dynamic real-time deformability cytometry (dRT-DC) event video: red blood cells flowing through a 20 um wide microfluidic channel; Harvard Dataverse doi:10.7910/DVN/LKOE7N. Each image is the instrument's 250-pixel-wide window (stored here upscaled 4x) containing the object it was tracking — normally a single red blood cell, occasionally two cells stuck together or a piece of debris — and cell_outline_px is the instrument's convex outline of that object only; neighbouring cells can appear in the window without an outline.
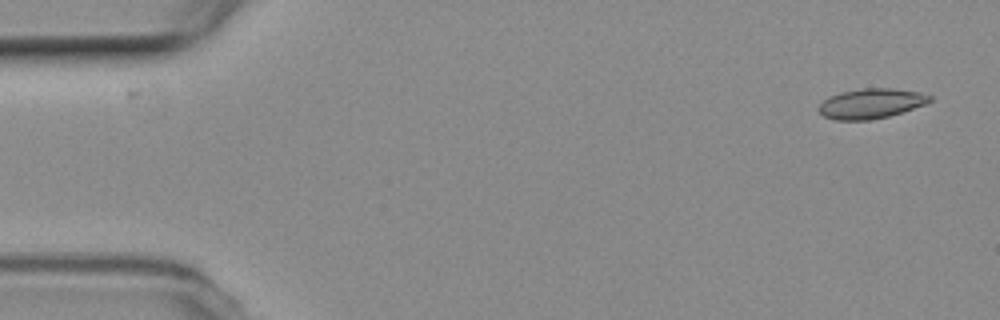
{"species": "common noctule bat (a hibernating species)", "species_latin": "Nyctalus noctula", "temperature_condition": "room temperature", "stored_images_in_passage": 5, "camera_frame_rate_fps": 3000, "um_per_image_px": 0.085, "animal": {"sex": "female", "body_mass_g": 19.3, "forearm_length_mm": 54.1}, "frame": {"image": 1, "passage_image": 1, "time_ms": 0.0, "image_size_px": [1000, 320], "cell_outline_px": [[932, 100], [924, 104], [888, 116], [872, 120], [836, 120], [824, 116], [816, 108], [828, 96], [840, 92], [864, 88], [892, 88], [920, 92], [932, 96]], "centroid_in_image_um": [74.0, 8.79], "position_along_channel_um": 11.0, "area_um2": 19.31}}
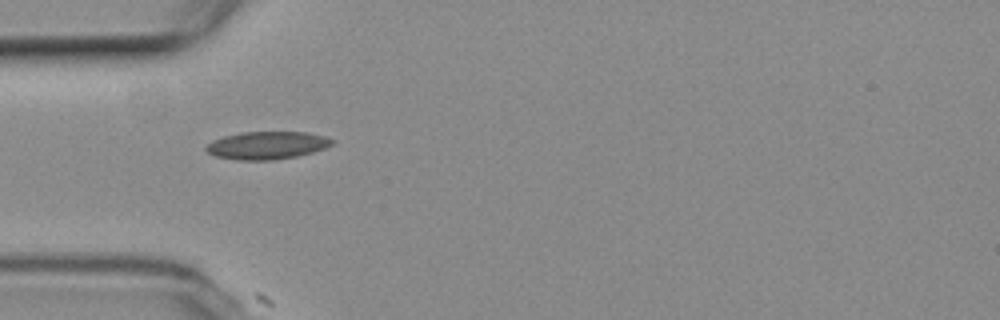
{"frame": {"image": 2, "passage_image": 5, "time_ms": 4.667, "image_size_px": [1000, 320], "cell_outline_px": [[336, 140], [332, 144], [324, 148], [312, 152], [296, 156], [272, 160], [236, 160], [216, 156], [208, 152], [204, 148], [212, 140], [224, 136], [240, 132], [304, 132], [324, 136]], "centroid_in_image_um": [22.68, 12.35], "position_along_channel_um": 62.3, "area_um2": 20.29}}